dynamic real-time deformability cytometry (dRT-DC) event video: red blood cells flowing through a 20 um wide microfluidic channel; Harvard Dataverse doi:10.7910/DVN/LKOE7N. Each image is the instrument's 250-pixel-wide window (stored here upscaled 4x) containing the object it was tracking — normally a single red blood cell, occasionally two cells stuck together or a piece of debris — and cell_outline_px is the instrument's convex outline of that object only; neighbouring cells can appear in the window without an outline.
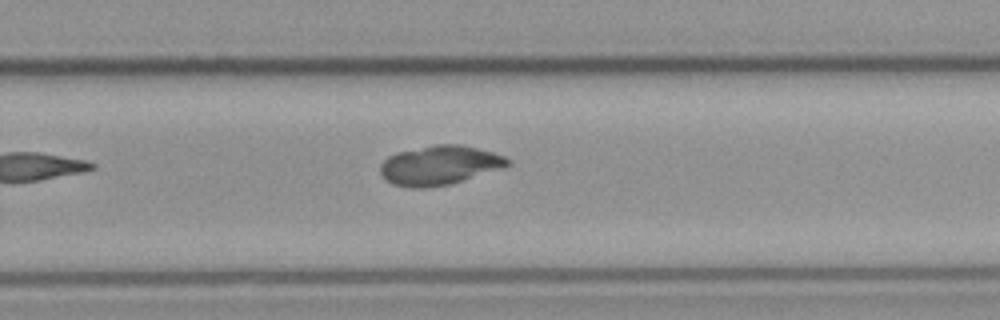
{"species": "common noctule bat (a hibernating species)", "species_latin": "Nyctalus noctula", "temperature_condition": "cold", "stored_images_in_passage": 11, "camera_frame_rate_fps": 3000, "um_per_image_px": 0.085, "animal": {"sex": "male", "body_mass_g": 23.1, "forearm_length_mm": 52.7}, "frame": {"image": 1, "passage_image": 11, "time_ms": 12.667, "image_size_px": [1000, 320], "cell_outline_px": [[512, 164], [504, 168], [448, 184], [424, 188], [412, 188], [392, 184], [380, 172], [380, 164], [388, 156], [396, 152], [436, 144], [460, 144], [492, 152], [504, 156]], "centroid_in_image_um": [37.35, 14.04], "position_along_channel_um": 292.4, "area_um2": 28.96}}